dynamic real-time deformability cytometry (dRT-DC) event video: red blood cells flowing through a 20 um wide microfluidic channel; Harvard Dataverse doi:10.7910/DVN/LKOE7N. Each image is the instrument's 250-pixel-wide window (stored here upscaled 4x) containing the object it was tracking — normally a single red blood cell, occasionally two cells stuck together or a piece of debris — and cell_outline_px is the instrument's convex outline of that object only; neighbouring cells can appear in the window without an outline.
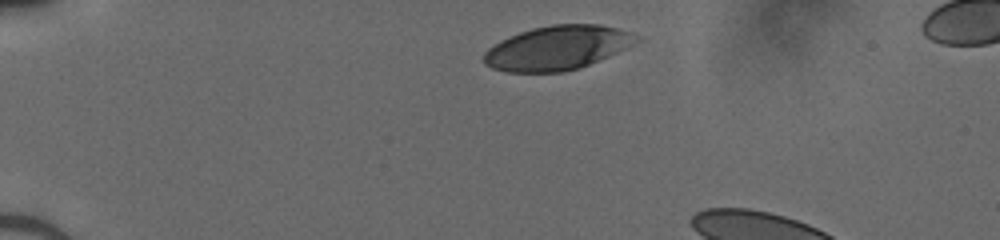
{"species": "human", "species_latin": "Homo sapiens", "temperature_condition": "cold", "stored_images_in_passage": 7, "camera_frame_rate_fps": 3000, "um_per_image_px": 0.085, "donor": {"sex": "male"}, "frame": {"image": 1, "passage_image": 1, "time_ms": 0.0, "image_size_px": [1000, 240], "cell_outline_px": [[640, 40], [608, 56], [580, 68], [564, 72], [508, 72], [492, 68], [484, 64], [484, 52], [488, 48], [500, 40], [520, 32], [532, 28], [552, 24], [600, 24], [616, 28], [640, 36]], "centroid_in_image_um": [47.34, 4.07], "position_along_channel_um": 37.7, "area_um2": 39.07}}